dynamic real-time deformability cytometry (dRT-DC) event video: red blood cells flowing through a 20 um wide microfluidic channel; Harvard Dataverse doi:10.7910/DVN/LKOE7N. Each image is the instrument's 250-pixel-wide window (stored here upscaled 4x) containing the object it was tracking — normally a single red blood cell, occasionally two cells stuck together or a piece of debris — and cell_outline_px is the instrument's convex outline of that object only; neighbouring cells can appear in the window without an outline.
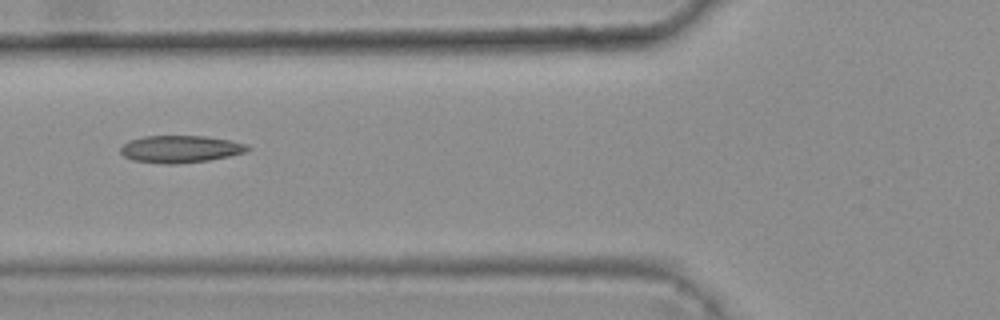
{"species": "common noctule bat (a hibernating species)", "species_latin": "Nyctalus noctula", "temperature_condition": "warm", "stored_images_in_passage": 5, "camera_frame_rate_fps": 3000, "um_per_image_px": 0.085, "animal": {"sex": "female", "body_mass_g": 25.1}, "frame": {"image": 1, "passage_image": 5, "time_ms": 1.333, "image_size_px": [1000, 320], "cell_outline_px": [[252, 148], [244, 152], [228, 156], [208, 160], [176, 164], [168, 164], [132, 160], [124, 156], [120, 152], [120, 148], [128, 140], [144, 136], [208, 136], [228, 140], [244, 144]], "centroid_in_image_um": [15.29, 12.66], "position_along_channel_um": 110.5, "area_um2": 20.0}}